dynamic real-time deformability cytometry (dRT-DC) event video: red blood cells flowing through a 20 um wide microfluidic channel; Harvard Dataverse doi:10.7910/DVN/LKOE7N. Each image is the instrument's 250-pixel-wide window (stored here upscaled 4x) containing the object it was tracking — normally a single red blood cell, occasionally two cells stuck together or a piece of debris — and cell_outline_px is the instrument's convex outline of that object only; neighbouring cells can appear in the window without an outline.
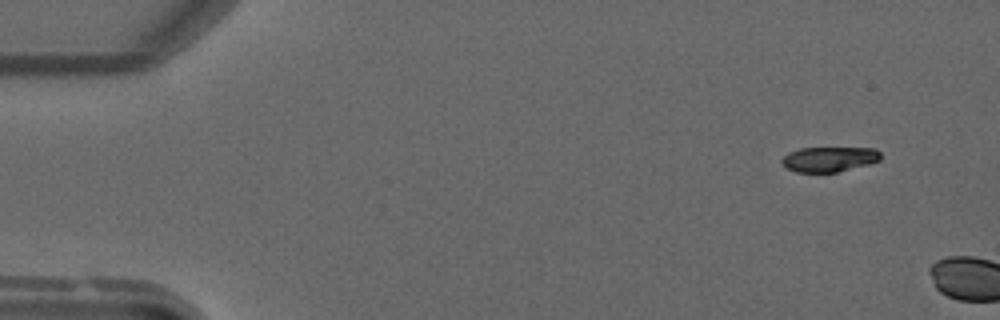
{"species": "common noctule bat (a hibernating species)", "species_latin": "Nyctalus noctula", "temperature_condition": "warm", "stored_images_in_passage": 6, "camera_frame_rate_fps": 3000, "um_per_image_px": 0.085, "animal": {"sex": "male", "forearm_length_mm": 52.5}, "frame": {"image": 1, "passage_image": 4, "time_ms": 1.0, "image_size_px": [1000, 320], "cell_outline_px": [[880, 160], [868, 164], [836, 172], [796, 172], [788, 168], [780, 160], [788, 152], [800, 148], [876, 148], [880, 152]], "centroid_in_image_um": [70.48, 13.52], "position_along_channel_um": 14.5, "area_um2": 14.28}}